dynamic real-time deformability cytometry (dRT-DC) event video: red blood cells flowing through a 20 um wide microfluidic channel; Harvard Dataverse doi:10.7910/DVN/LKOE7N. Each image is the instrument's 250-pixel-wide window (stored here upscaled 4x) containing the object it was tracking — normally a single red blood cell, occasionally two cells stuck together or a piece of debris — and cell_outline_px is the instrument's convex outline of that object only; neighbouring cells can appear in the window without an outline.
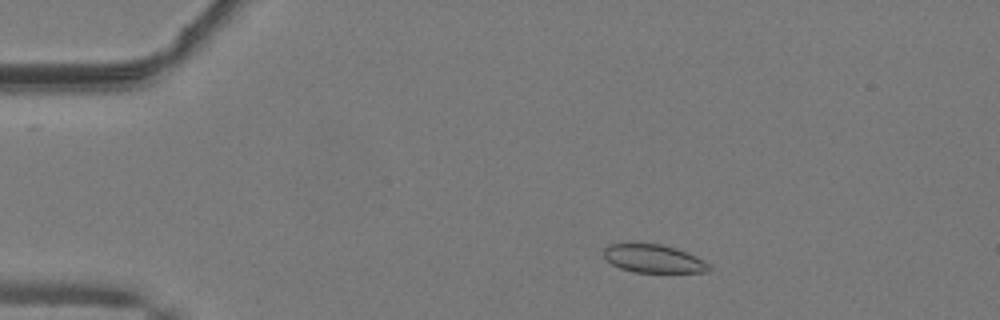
{"species": "common noctule bat (a hibernating species)", "species_latin": "Nyctalus noctula", "temperature_condition": "warm", "stored_images_in_passage": 47, "camera_frame_rate_fps": 3000, "um_per_image_px": 0.085, "animal": {"sex": "male", "body_mass_g": 19.2, "forearm_length_mm": 51.8}, "frame": {"image": 1, "passage_image": 6, "time_ms": 1.667, "image_size_px": [1000, 320], "cell_outline_px": [[712, 268], [708, 272], [632, 272], [620, 268], [612, 264], [604, 256], [604, 248], [608, 244], [628, 240], [636, 240], [660, 244], [676, 248], [696, 256], [704, 260]], "centroid_in_image_um": [55.48, 21.93], "position_along_channel_um": 29.5, "area_um2": 18.03}}
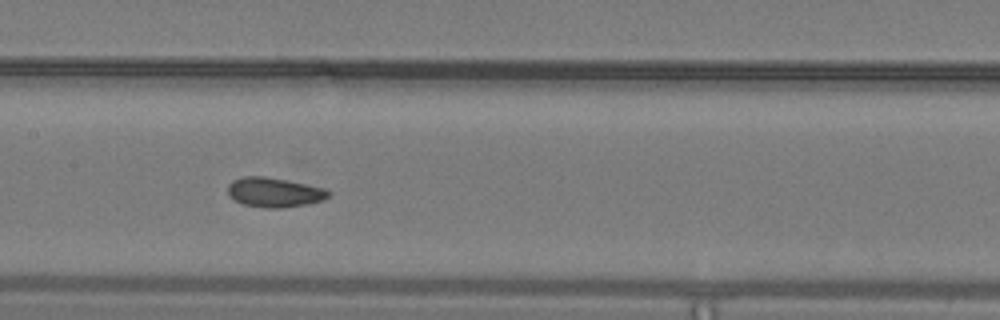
{"frame": {"image": 2, "passage_image": 22, "time_ms": 7.0, "image_size_px": [1000, 320], "cell_outline_px": [[332, 196], [308, 204], [280, 208], [264, 208], [244, 204], [228, 196], [228, 184], [232, 180], [244, 176], [264, 176], [324, 188], [332, 192]], "centroid_in_image_um": [23.31, 16.35], "position_along_channel_um": 184.1, "area_um2": 17.28}}
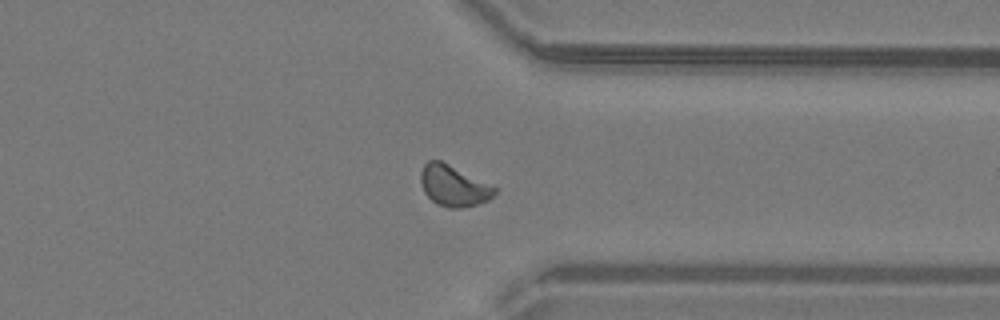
{"frame": {"image": 3, "passage_image": 36, "time_ms": 11.667, "image_size_px": [1000, 320], "cell_outline_px": [[496, 192], [488, 200], [464, 208], [448, 208], [436, 204], [424, 192], [420, 180], [420, 172], [424, 164], [428, 160], [440, 160], [496, 188]], "centroid_in_image_um": [38.5, 15.81], "position_along_channel_um": 372.9, "area_um2": 17.34}, "authors_computed_cell_mechanics": {"area_um2": 17.1088, "velocity_mm_per_s": 4.088, "shape_relaxation_time_tau1_ms": 8.3992, "shape_relaxation_time_tau2_ms": 1.0251, "deformation_change_tau1": 0.104, "deformation_change_tau2": 0.0645}}